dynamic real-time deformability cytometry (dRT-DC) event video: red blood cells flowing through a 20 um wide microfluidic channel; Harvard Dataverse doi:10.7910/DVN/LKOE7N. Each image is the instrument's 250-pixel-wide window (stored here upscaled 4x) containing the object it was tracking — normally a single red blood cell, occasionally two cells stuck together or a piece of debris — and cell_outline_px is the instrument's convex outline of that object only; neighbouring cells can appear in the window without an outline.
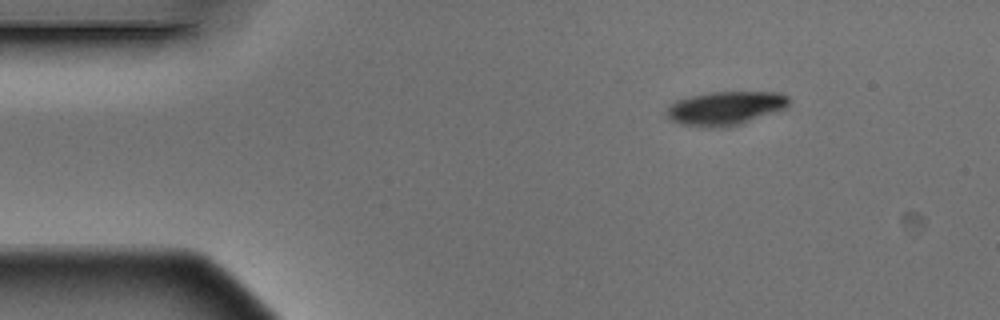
{"species": "Egyptian fruit bat (a non-hibernating species)", "species_latin": "Rousettus aegyptiacus", "temperature_condition": "warm", "stored_images_in_passage": 4, "camera_frame_rate_fps": 3000, "um_per_image_px": 0.085, "animal": {"sex": "male"}, "frame": {"image": 1, "passage_image": 1, "time_ms": 0.0, "image_size_px": [1000, 320], "cell_outline_px": [[788, 104], [784, 108], [740, 124], [680, 124], [672, 120], [664, 112], [676, 100], [692, 96], [712, 92], [780, 92], [788, 96]], "centroid_in_image_um": [61.68, 9.13], "position_along_channel_um": 23.3, "area_um2": 22.72}}
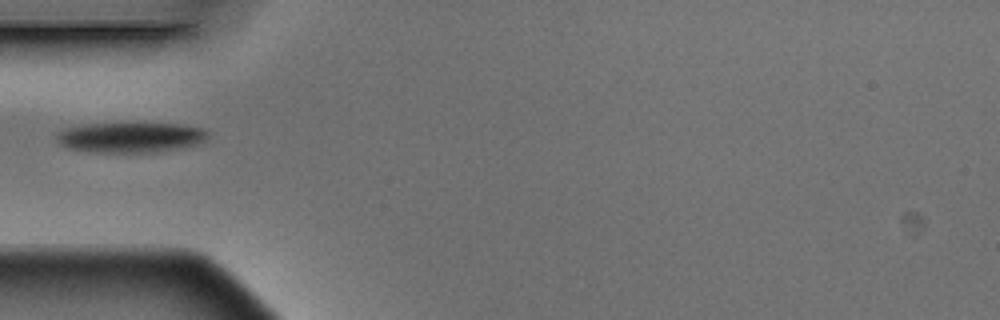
{"frame": {"image": 2, "passage_image": 4, "time_ms": 1.0, "image_size_px": [1000, 320], "cell_outline_px": [[208, 140], [196, 144], [160, 152], [92, 152], [68, 148], [60, 144], [56, 140], [56, 132], [64, 128], [84, 124], [184, 124], [204, 128], [208, 132]], "centroid_in_image_um": [11.09, 11.68], "position_along_channel_um": 73.9, "area_um2": 26.76}}